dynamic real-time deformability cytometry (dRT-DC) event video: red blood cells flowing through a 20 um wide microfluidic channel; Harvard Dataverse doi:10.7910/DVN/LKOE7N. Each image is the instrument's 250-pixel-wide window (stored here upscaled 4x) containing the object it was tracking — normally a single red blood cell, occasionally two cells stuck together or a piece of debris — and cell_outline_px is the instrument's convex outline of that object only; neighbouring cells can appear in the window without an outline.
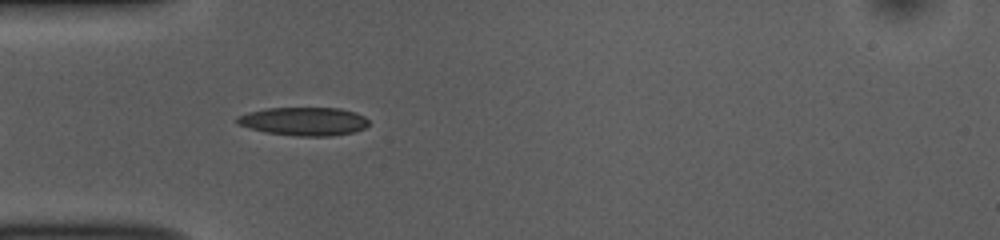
{"species": "common noctule bat (a hibernating species)", "species_latin": "Nyctalus noctula", "temperature_condition": "room temperature", "stored_images_in_passage": 8, "camera_frame_rate_fps": 3000, "um_per_image_px": 0.085, "animal": {"sex": "female", "body_mass_g": 10.0, "forearm_length_mm": 53.1}, "frame": {"image": 1, "passage_image": 4, "time_ms": 1.0, "image_size_px": [1000, 240], "cell_outline_px": [[368, 124], [364, 128], [352, 132], [328, 136], [300, 136], [264, 132], [236, 124], [236, 116], [248, 112], [264, 108], [340, 108], [356, 112], [364, 116], [368, 120]], "centroid_in_image_um": [25.79, 10.3], "position_along_channel_um": 59.2, "area_um2": 21.79}}